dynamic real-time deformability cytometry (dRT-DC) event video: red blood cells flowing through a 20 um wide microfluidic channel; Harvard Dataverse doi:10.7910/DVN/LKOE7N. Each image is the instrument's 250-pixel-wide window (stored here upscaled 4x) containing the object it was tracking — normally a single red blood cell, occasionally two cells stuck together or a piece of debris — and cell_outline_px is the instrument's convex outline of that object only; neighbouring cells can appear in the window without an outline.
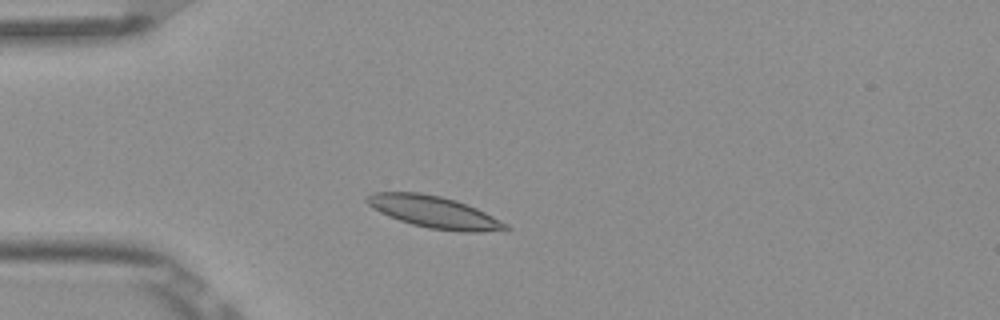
{"species": "Egyptian fruit bat (a non-hibernating species)", "species_latin": "Rousettus aegyptiacus", "temperature_condition": "room temperature", "stored_images_in_passage": 3, "camera_frame_rate_fps": 3000, "um_per_image_px": 0.085, "frame": {"image": 1, "passage_image": 2, "time_ms": 0.333, "image_size_px": [1000, 320], "cell_outline_px": [[512, 228], [508, 232], [460, 232], [428, 228], [412, 224], [388, 216], [372, 208], [364, 200], [372, 192], [420, 192], [440, 196], [456, 200], [476, 208], [508, 224]], "centroid_in_image_um": [36.97, 18.04], "position_along_channel_um": 48.0, "area_um2": 26.07}}